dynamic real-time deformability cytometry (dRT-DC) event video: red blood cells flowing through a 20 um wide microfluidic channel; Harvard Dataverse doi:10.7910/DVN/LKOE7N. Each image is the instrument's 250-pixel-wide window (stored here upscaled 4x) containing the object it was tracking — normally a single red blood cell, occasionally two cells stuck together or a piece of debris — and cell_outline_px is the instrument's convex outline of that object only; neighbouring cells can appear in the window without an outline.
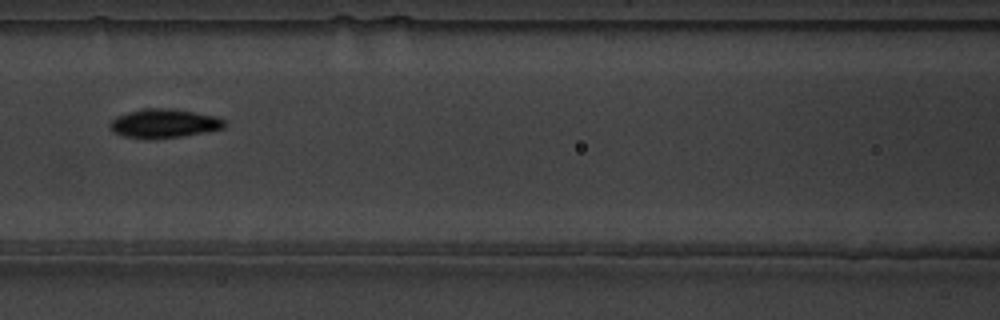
{"species": "common noctule bat (a hibernating species)", "species_latin": "Nyctalus noctula", "temperature_condition": "warm", "stored_images_in_passage": 15, "camera_frame_rate_fps": 3000, "um_per_image_px": 0.085, "animal": {"sex": "male", "body_mass_g": 19.5, "forearm_length_mm": 54.6}, "frame": {"image": 1, "passage_image": 7, "time_ms": 2.0, "image_size_px": [1000, 320], "cell_outline_px": [[228, 124], [224, 128], [204, 132], [180, 136], [148, 140], [124, 136], [112, 132], [108, 124], [116, 116], [128, 112], [144, 108], [168, 108], [216, 116], [224, 120]], "centroid_in_image_um": [13.9, 10.5], "position_along_channel_um": 152.7, "area_um2": 19.36}}
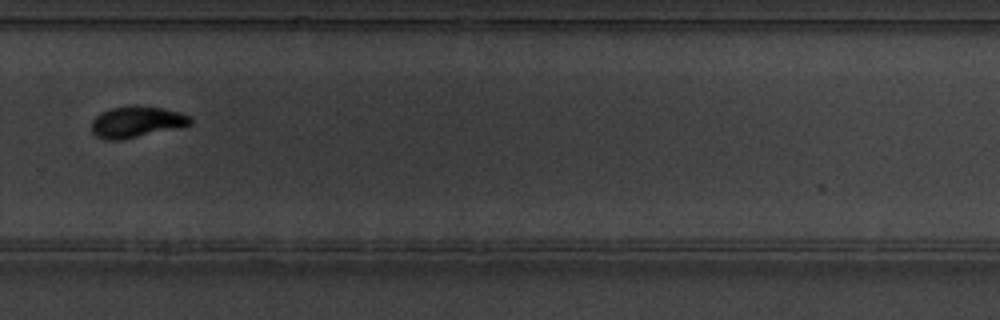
{"frame": {"image": 2, "passage_image": 11, "time_ms": 3.333, "image_size_px": [1000, 320], "cell_outline_px": [[192, 124], [184, 128], [120, 140], [104, 140], [96, 136], [92, 132], [92, 120], [100, 112], [112, 108], [136, 104], [160, 108], [180, 112], [188, 116], [192, 120]], "centroid_in_image_um": [11.63, 10.37], "position_along_channel_um": 318.2, "area_um2": 18.38}}
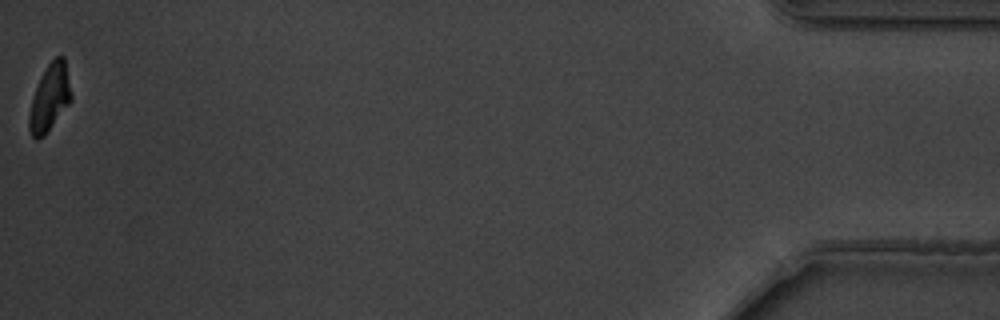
{"frame": {"image": 3, "passage_image": 15, "time_ms": 4.667, "image_size_px": [1000, 320], "cell_outline_px": [[72, 100], [44, 136], [36, 140], [32, 136], [28, 128], [28, 116], [32, 100], [40, 76], [48, 64], [56, 56], [64, 56], [72, 96]], "centroid_in_image_um": [4.22, 8.32], "position_along_channel_um": 431.0, "area_um2": 16.3}}